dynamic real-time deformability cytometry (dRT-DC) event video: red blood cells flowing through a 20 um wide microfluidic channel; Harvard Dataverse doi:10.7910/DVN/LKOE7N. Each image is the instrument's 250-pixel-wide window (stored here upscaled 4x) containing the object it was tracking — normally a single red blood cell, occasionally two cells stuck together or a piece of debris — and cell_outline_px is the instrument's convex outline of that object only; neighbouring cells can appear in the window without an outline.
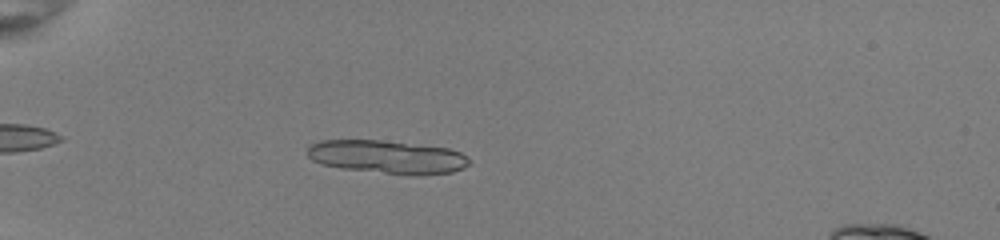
{"species": "common noctule bat (a hibernating species)", "species_latin": "Nyctalus noctula", "temperature_condition": "room temperature", "stored_images_in_passage": 52, "segment_of_instrument_passage": [1, 2], "camera_frame_rate_fps": 3000, "um_per_image_px": 0.085, "animal": {"sex": "female", "body_mass_g": 22.0, "forearm_length_mm": 56.7}, "frame": {"image": 1, "passage_image": 17, "time_ms": 5.333, "image_size_px": [1000, 240], "cell_outline_px": [[472, 164], [464, 168], [452, 172], [416, 176], [412, 176], [340, 168], [320, 164], [312, 160], [308, 156], [308, 144], [320, 140], [380, 140], [448, 148], [460, 152], [468, 156], [472, 160]], "centroid_in_image_um": [32.94, 13.35], "position_along_channel_um": 52.1, "area_um2": 31.85}}